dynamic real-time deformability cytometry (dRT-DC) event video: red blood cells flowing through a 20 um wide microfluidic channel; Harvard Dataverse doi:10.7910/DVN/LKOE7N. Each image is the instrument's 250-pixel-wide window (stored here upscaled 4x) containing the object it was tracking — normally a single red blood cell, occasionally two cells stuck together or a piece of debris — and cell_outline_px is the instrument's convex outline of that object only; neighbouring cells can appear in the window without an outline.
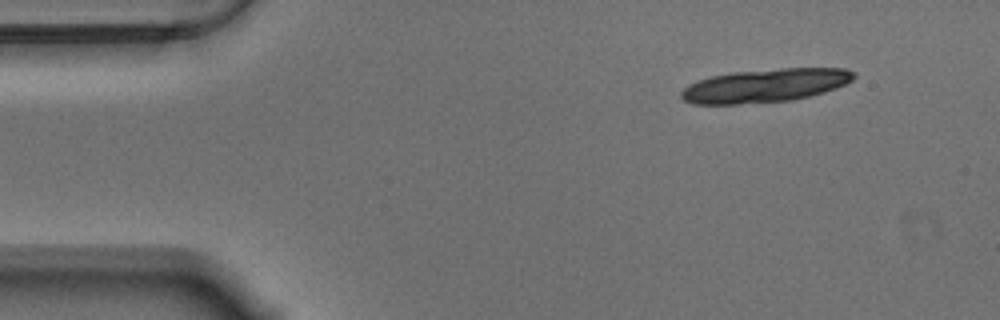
{"species": "Egyptian fruit bat (a non-hibernating species)", "species_latin": "Rousettus aegyptiacus", "temperature_condition": "warm", "stored_images_in_passage": 14, "camera_frame_rate_fps": 3000, "um_per_image_px": 0.085, "animal": {"sex": "male"}, "frame": {"image": 1, "passage_image": 1, "time_ms": 0.0, "image_size_px": [1000, 320], "cell_outline_px": [[856, 76], [852, 80], [836, 88], [824, 92], [792, 100], [736, 104], [692, 104], [684, 100], [680, 96], [680, 92], [688, 84], [712, 76], [732, 72], [780, 68], [848, 68], [856, 72]], "centroid_in_image_um": [65.05, 7.26], "position_along_channel_um": 19.9, "area_um2": 33.64}}